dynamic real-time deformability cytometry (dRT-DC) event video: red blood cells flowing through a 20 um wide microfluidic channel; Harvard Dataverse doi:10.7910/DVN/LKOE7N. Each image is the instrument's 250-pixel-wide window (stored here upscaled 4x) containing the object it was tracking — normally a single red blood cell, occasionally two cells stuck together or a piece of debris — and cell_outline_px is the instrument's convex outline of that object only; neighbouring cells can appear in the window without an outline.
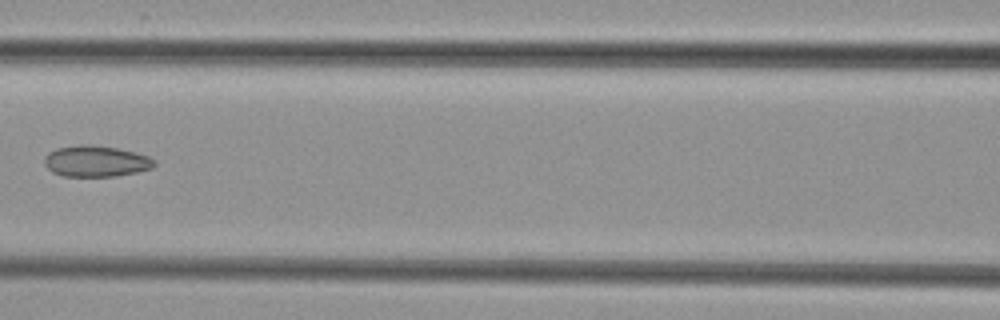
{"species": "common noctule bat (a hibernating species)", "species_latin": "Nyctalus noctula", "temperature_condition": "cold", "stored_images_in_passage": 6, "camera_frame_rate_fps": 3000, "um_per_image_px": 0.085, "animal": {"sex": "female", "body_mass_g": 29.2, "forearm_length_mm": 56.3}, "frame": {"image": 1, "passage_image": 6, "time_ms": 7.0, "image_size_px": [1000, 320], "cell_outline_px": [[156, 164], [152, 168], [136, 172], [116, 176], [60, 176], [52, 172], [44, 164], [44, 156], [48, 152], [56, 148], [80, 144], [88, 144], [120, 148], [136, 152], [148, 156], [156, 160]], "centroid_in_image_um": [8.15, 13.69], "position_along_channel_um": 158.5, "area_um2": 20.23}}